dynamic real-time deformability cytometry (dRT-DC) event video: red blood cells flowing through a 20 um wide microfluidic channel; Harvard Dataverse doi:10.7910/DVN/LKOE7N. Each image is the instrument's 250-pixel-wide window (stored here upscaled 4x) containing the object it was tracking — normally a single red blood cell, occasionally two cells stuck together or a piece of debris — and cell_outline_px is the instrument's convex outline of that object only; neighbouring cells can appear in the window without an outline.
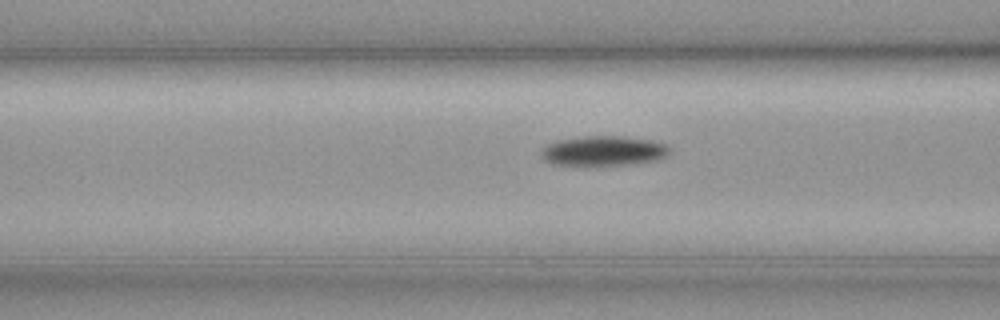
{"species": "common noctule bat (a hibernating species)", "species_latin": "Nyctalus noctula", "temperature_condition": "cold", "stored_images_in_passage": 15, "camera_frame_rate_fps": 3000, "um_per_image_px": 0.085, "animal": {"sex": "female", "body_mass_g": 19.3, "forearm_length_mm": 54.1}, "frame": {"image": 1, "passage_image": 13, "time_ms": 4.0, "image_size_px": [1000, 320], "cell_outline_px": [[672, 152], [668, 156], [656, 160], [628, 164], [584, 168], [552, 164], [544, 160], [540, 152], [548, 144], [560, 140], [584, 136], [620, 136], [652, 140], [668, 144], [672, 148]], "centroid_in_image_um": [51.32, 12.86], "position_along_channel_um": 115.3, "area_um2": 23.24}}